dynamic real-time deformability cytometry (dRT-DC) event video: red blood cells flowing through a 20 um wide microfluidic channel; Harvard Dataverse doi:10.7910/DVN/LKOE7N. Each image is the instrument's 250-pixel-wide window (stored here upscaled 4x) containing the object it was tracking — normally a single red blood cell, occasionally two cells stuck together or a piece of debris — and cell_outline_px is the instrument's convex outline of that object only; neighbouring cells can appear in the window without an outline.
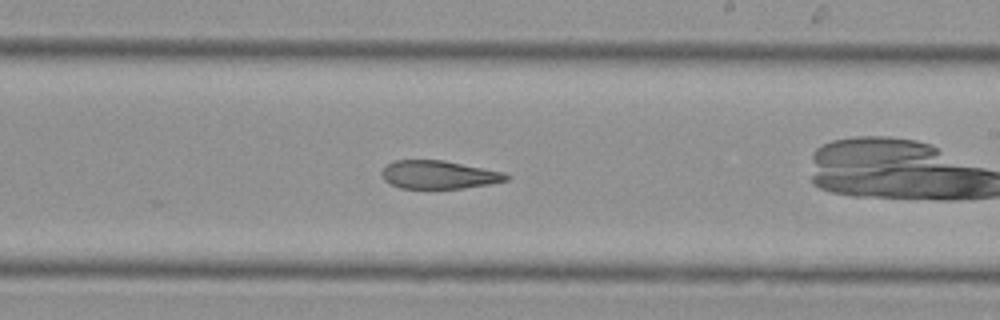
{"species": "Egyptian fruit bat (a non-hibernating species)", "species_latin": "Rousettus aegyptiacus", "temperature_condition": "cold", "stored_images_in_passage": 29, "camera_frame_rate_fps": 3000, "um_per_image_px": 0.085, "animal": {"sex": "female"}, "frame": {"image": 1, "passage_image": 19, "time_ms": 6.0, "image_size_px": [1000, 320], "cell_outline_px": [[508, 180], [488, 184], [460, 188], [400, 188], [384, 180], [380, 172], [392, 160], [444, 160], [504, 172], [508, 176]], "centroid_in_image_um": [37.27, 14.84], "position_along_channel_um": 251.7, "area_um2": 20.29}}